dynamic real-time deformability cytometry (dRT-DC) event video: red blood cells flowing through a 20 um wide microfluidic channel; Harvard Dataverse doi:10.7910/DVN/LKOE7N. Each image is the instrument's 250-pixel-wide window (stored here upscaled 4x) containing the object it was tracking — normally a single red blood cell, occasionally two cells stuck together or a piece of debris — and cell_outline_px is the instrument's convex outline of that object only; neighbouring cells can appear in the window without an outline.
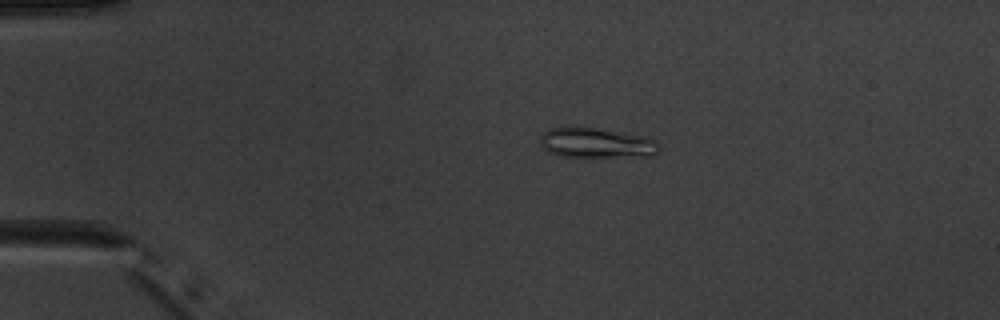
{"species": "common noctule bat (a hibernating species)", "species_latin": "Nyctalus noctula", "temperature_condition": "warm", "stored_images_in_passage": 6, "camera_frame_rate_fps": 3000, "um_per_image_px": 0.085, "animal": {"sex": "male", "body_mass_g": 20.1, "forearm_length_mm": 53.5}, "frame": {"image": 1, "passage_image": 3, "time_ms": 2.333, "image_size_px": [1000, 320], "cell_outline_px": [[660, 148], [652, 156], [560, 156], [548, 152], [540, 144], [540, 136], [548, 128], [572, 124], [644, 136], [656, 140], [660, 144]], "centroid_in_image_um": [50.64, 12.11], "position_along_channel_um": 34.4, "area_um2": 21.21}}
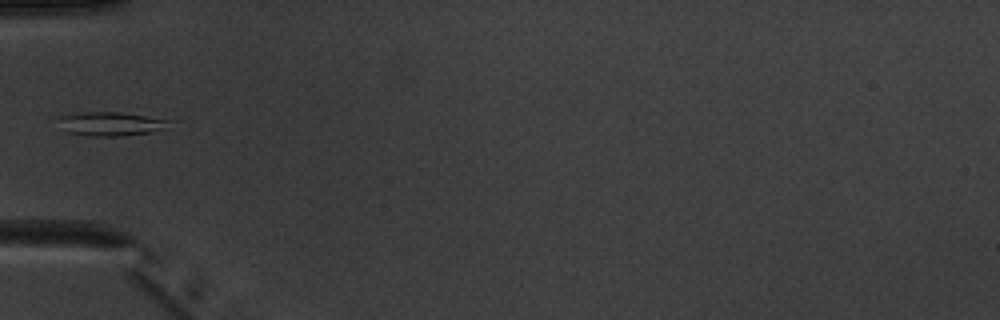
{"frame": {"image": 2, "passage_image": 5, "time_ms": 4.667, "image_size_px": [1000, 320], "cell_outline_px": [[176, 120], [152, 132], [120, 136], [88, 136], [68, 132], [56, 116], [88, 112], [120, 112]], "centroid_in_image_um": [9.45, 10.52], "position_along_channel_um": 75.6, "area_um2": 15.2}}
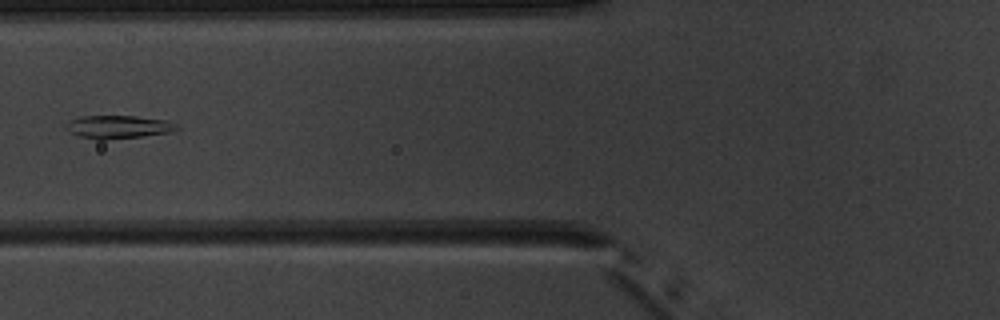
{"frame": {"image": 3, "passage_image": 6, "time_ms": 5.667, "image_size_px": [1000, 320], "cell_outline_px": [[180, 128], [168, 132], [140, 136], [104, 140], [96, 140], [80, 136], [68, 132], [64, 128], [64, 124], [68, 120], [80, 116], [136, 116], [168, 120], [180, 124]], "centroid_in_image_um": [10.01, 10.78], "position_along_channel_um": 115.8, "area_um2": 15.14}}